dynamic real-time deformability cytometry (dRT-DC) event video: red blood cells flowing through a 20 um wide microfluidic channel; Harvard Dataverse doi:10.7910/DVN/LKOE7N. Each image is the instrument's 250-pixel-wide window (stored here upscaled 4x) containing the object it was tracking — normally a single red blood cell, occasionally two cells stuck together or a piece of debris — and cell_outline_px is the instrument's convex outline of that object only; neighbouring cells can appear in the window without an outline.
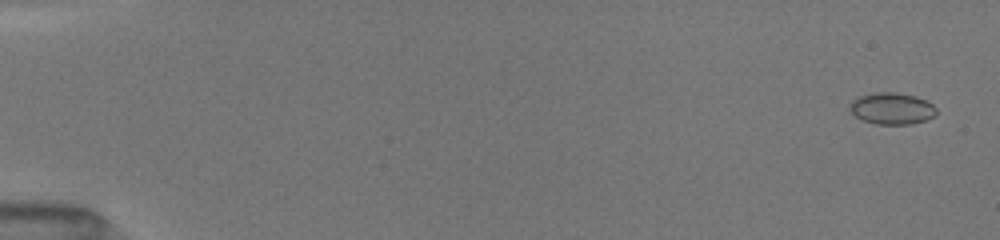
{"species": "common noctule bat (a hibernating species)", "species_latin": "Nyctalus noctula", "temperature_condition": "room temperature", "stored_images_in_passage": 15, "camera_frame_rate_fps": 3000, "um_per_image_px": 0.085, "animal": {"sex": "female", "body_mass_g": 19.5, "forearm_length_mm": 54.1}, "frame": {"image": 1, "passage_image": 1, "time_ms": 0.0, "image_size_px": [1000, 240], "cell_outline_px": [[936, 112], [928, 120], [908, 124], [876, 124], [860, 120], [848, 108], [848, 104], [852, 100], [860, 96], [872, 92], [896, 92], [916, 96], [928, 100], [936, 108]], "centroid_in_image_um": [75.79, 9.21], "position_along_channel_um": 9.2, "area_um2": 16.18}}
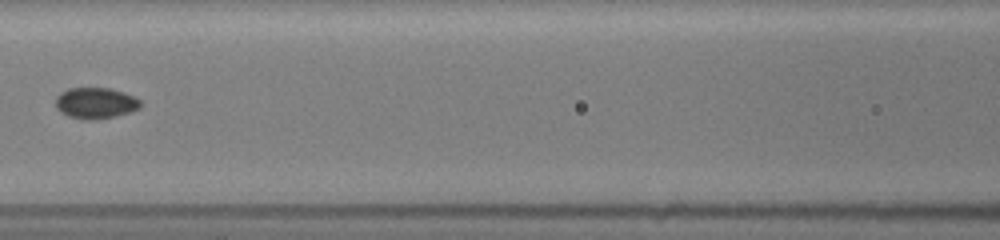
{"frame": {"image": 2, "passage_image": 10, "time_ms": 7.667, "image_size_px": [1000, 240], "cell_outline_px": [[144, 104], [140, 108], [132, 112], [116, 116], [92, 120], [84, 120], [68, 116], [60, 112], [56, 108], [56, 96], [60, 92], [68, 88], [108, 88], [124, 92], [140, 100]], "centroid_in_image_um": [8.13, 8.77], "position_along_channel_um": 158.5, "area_um2": 15.61}}
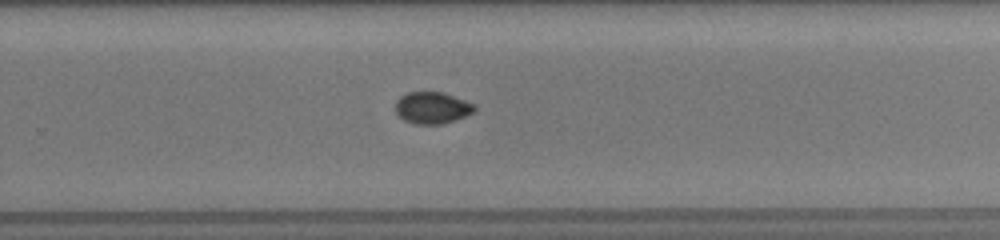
{"frame": {"image": 3, "passage_image": 15, "time_ms": 11.0, "image_size_px": [1000, 240], "cell_outline_px": [[476, 112], [440, 124], [416, 124], [404, 120], [396, 112], [396, 100], [400, 96], [408, 92], [444, 92], [476, 104]], "centroid_in_image_um": [36.76, 9.14], "position_along_channel_um": 293.0, "area_um2": 14.62}}